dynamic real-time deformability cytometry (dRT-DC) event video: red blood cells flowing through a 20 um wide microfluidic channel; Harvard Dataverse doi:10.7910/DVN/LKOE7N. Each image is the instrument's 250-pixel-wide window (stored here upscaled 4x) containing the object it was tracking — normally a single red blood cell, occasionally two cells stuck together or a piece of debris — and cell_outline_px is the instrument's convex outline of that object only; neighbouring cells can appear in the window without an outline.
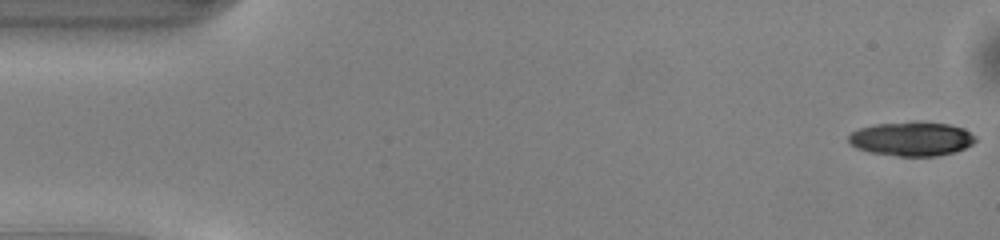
{"species": "common noctule bat (a hibernating species)", "species_latin": "Nyctalus noctula", "temperature_condition": "warm", "stored_images_in_passage": 9, "camera_frame_rate_fps": 3000, "um_per_image_px": 0.085, "animal": {"sex": "male", "body_mass_g": 13.0, "forearm_length_mm": 53.1}, "frame": {"image": 1, "passage_image": 1, "time_ms": 0.0, "image_size_px": [1000, 240], "cell_outline_px": [[976, 140], [972, 144], [956, 152], [936, 156], [896, 156], [868, 152], [856, 148], [848, 140], [848, 136], [852, 132], [860, 128], [876, 124], [916, 120], [948, 124], [964, 128], [976, 136]], "centroid_in_image_um": [77.5, 11.79], "position_along_channel_um": 7.5, "area_um2": 25.61}}